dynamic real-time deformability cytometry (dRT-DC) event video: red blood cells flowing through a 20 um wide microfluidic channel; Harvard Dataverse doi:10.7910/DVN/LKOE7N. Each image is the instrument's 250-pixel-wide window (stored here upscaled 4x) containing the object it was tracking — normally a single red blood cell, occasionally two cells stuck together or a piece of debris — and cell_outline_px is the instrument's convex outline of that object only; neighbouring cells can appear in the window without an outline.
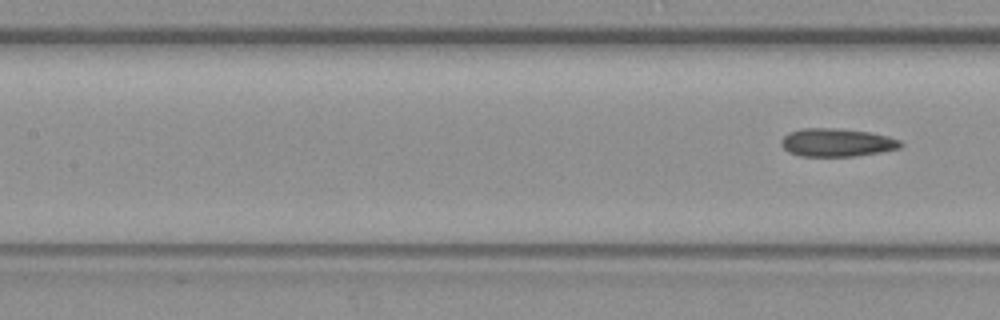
{"species": "common noctule bat (a hibernating species)", "species_latin": "Nyctalus noctula", "temperature_condition": "warm", "stored_images_in_passage": 7, "segment_of_instrument_passage": [2, 2], "camera_frame_rate_fps": 3000, "um_per_image_px": 0.085, "animal": {"sex": "female", "body_mass_g": 19.3, "forearm_length_mm": 54.1}, "frame": {"image": 1, "passage_image": 7, "time_ms": 2.0, "image_size_px": [1000, 320], "cell_outline_px": [[904, 144], [900, 148], [880, 152], [856, 156], [800, 156], [788, 152], [780, 144], [780, 140], [788, 132], [804, 128], [836, 128], [868, 132], [888, 136], [900, 140]], "centroid_in_image_um": [71.11, 12.11], "position_along_channel_um": 136.3, "area_um2": 19.65}}